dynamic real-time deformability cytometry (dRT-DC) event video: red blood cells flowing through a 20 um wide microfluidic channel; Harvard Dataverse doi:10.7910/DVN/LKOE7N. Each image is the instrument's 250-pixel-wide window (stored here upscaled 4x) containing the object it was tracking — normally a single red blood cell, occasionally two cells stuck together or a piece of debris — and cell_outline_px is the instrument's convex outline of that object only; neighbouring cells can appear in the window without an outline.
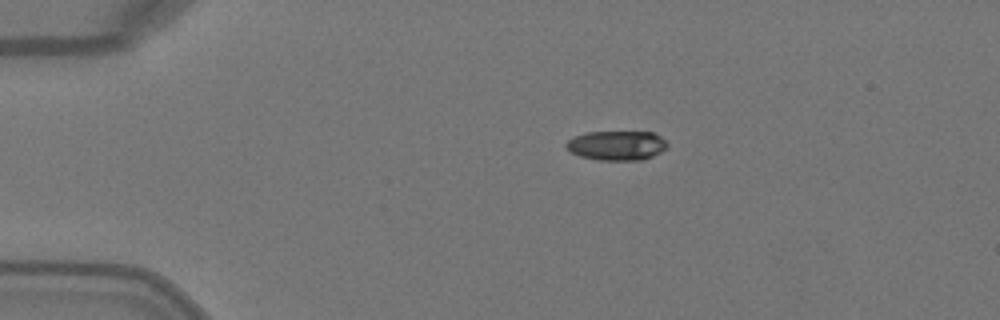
{"species": "Egyptian fruit bat (a non-hibernating species)", "species_latin": "Rousettus aegyptiacus", "temperature_condition": "warm", "stored_images_in_passage": 4, "camera_frame_rate_fps": 3000, "um_per_image_px": 0.085, "animal": {"sex": "female"}, "frame": {"image": 1, "passage_image": 2, "time_ms": 0.333, "image_size_px": [1000, 320], "cell_outline_px": [[668, 144], [660, 152], [644, 160], [596, 160], [580, 156], [564, 148], [564, 144], [572, 136], [588, 132], [652, 132], [660, 136]], "centroid_in_image_um": [52.37, 12.37], "position_along_channel_um": 32.6, "area_um2": 17.46}}
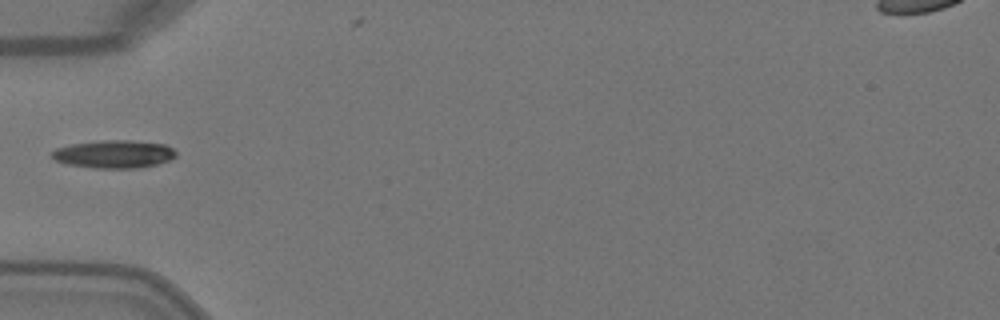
{"frame": {"image": 2, "passage_image": 4, "time_ms": 1.0, "image_size_px": [1000, 320], "cell_outline_px": [[176, 156], [168, 160], [156, 164], [136, 168], [96, 168], [68, 164], [56, 160], [52, 156], [52, 152], [56, 148], [72, 144], [104, 140], [128, 140], [164, 144], [172, 148], [176, 152]], "centroid_in_image_um": [9.7, 13.09], "position_along_channel_um": 75.3, "area_um2": 19.88}}